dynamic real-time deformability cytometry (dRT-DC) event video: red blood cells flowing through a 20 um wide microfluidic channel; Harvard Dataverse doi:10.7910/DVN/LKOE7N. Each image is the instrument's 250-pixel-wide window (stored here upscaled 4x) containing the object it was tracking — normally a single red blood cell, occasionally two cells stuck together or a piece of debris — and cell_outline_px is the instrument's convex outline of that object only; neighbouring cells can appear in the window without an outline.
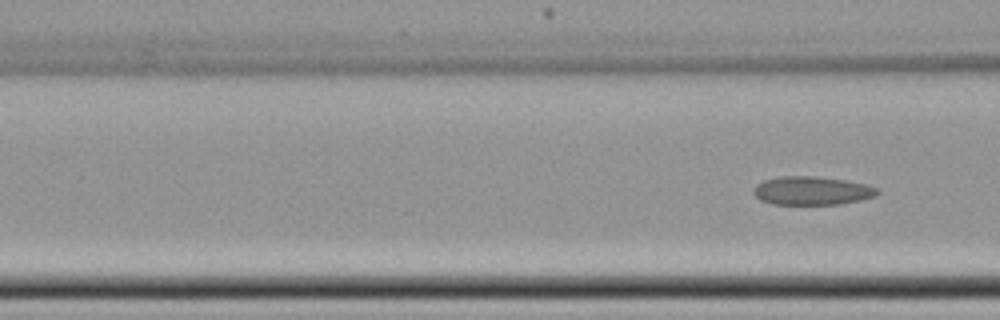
{"species": "common noctule bat (a hibernating species)", "species_latin": "Nyctalus noctula", "temperature_condition": "cold", "stored_images_in_passage": 23, "camera_frame_rate_fps": 3000, "um_per_image_px": 0.085, "animal": {"sex": "female", "body_mass_g": 22.7, "forearm_length_mm": 54.2}, "frame": {"image": 1, "passage_image": 23, "time_ms": 7.333, "image_size_px": [1000, 320], "cell_outline_px": [[880, 192], [876, 196], [860, 200], [840, 204], [772, 204], [760, 200], [752, 192], [752, 188], [756, 184], [764, 180], [780, 176], [816, 176], [844, 180], [864, 184], [880, 188]], "centroid_in_image_um": [69.0, 16.21], "position_along_channel_um": 97.6, "area_um2": 20.69}}